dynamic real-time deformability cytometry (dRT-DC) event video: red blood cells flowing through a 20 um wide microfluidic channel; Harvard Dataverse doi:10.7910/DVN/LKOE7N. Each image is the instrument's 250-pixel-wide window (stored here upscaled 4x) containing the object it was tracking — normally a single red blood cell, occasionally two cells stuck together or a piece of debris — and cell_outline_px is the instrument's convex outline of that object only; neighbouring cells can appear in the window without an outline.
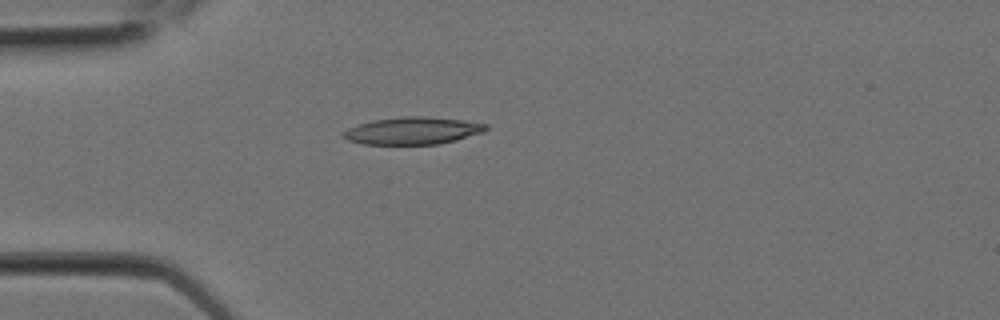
{"species": "Egyptian fruit bat (a non-hibernating species)", "species_latin": "Rousettus aegyptiacus", "temperature_condition": "room temperature", "stored_images_in_passage": 5, "camera_frame_rate_fps": 3000, "um_per_image_px": 0.085, "animal": {"sex": "female"}, "frame": {"image": 1, "passage_image": 2, "time_ms": 0.333, "image_size_px": [1000, 320], "cell_outline_px": [[488, 128], [484, 132], [456, 140], [440, 144], [364, 144], [348, 140], [340, 136], [340, 132], [348, 128], [372, 120], [404, 116], [424, 116], [464, 120], [488, 124]], "centroid_in_image_um": [35.07, 11.11], "position_along_channel_um": 49.9, "area_um2": 22.83}}
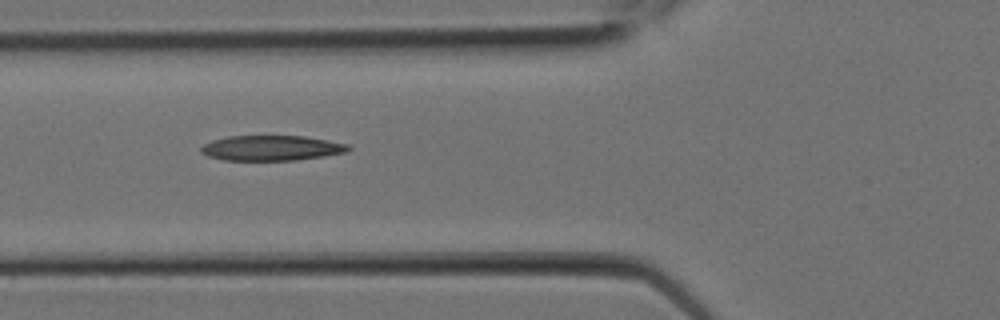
{"frame": {"image": 2, "passage_image": 4, "time_ms": 1.0, "image_size_px": [1000, 320], "cell_outline_px": [[352, 148], [344, 152], [324, 156], [296, 160], [224, 160], [208, 156], [200, 152], [200, 148], [204, 144], [212, 140], [228, 136], [304, 136], [328, 140], [348, 144]], "centroid_in_image_um": [23.06, 12.58], "position_along_channel_um": 102.7, "area_um2": 21.56}}
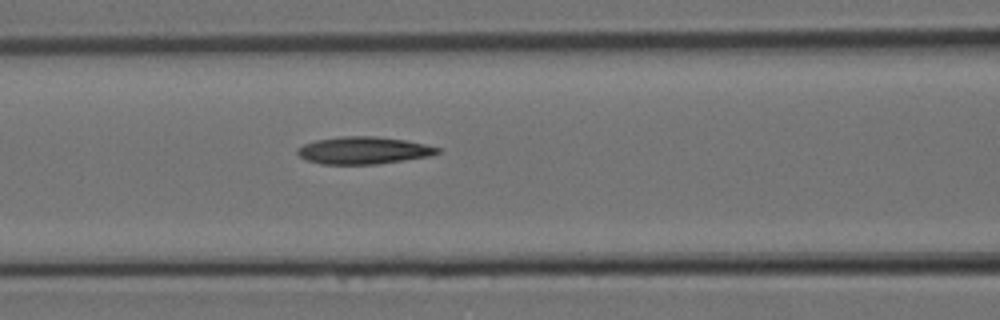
{"frame": {"image": 3, "passage_image": 5, "time_ms": 1.333, "image_size_px": [1000, 320], "cell_outline_px": [[440, 152], [428, 156], [404, 160], [376, 164], [320, 164], [308, 160], [300, 156], [296, 152], [296, 148], [304, 144], [316, 140], [340, 136], [376, 136], [404, 140], [424, 144], [440, 148]], "centroid_in_image_um": [30.86, 12.78], "position_along_channel_um": 135.7, "area_um2": 22.14}}